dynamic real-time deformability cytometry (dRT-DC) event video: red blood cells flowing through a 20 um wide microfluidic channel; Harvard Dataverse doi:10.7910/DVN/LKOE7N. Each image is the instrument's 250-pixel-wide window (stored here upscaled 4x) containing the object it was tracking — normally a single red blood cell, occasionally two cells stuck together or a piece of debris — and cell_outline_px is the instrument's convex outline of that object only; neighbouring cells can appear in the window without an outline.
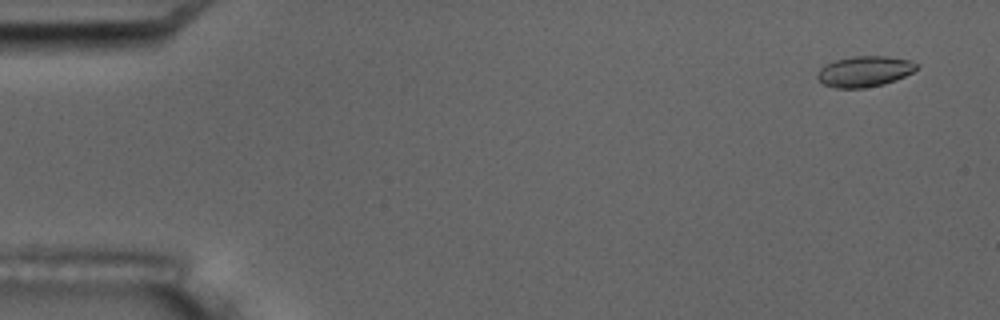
{"species": "common noctule bat (a hibernating species)", "species_latin": "Nyctalus noctula", "temperature_condition": "room temperature", "stored_images_in_passage": 6, "camera_frame_rate_fps": 3000, "um_per_image_px": 0.085, "animal": {"sex": "male", "body_mass_g": 17.5, "forearm_length_mm": 52.3}, "frame": {"image": 1, "passage_image": 2, "time_ms": 1.0, "image_size_px": [1000, 320], "cell_outline_px": [[920, 68], [896, 80], [884, 84], [864, 88], [836, 88], [824, 84], [816, 76], [816, 72], [824, 64], [836, 60], [852, 56], [888, 56], [908, 60], [920, 64]], "centroid_in_image_um": [73.49, 6.06], "position_along_channel_um": 11.5, "area_um2": 17.92}}
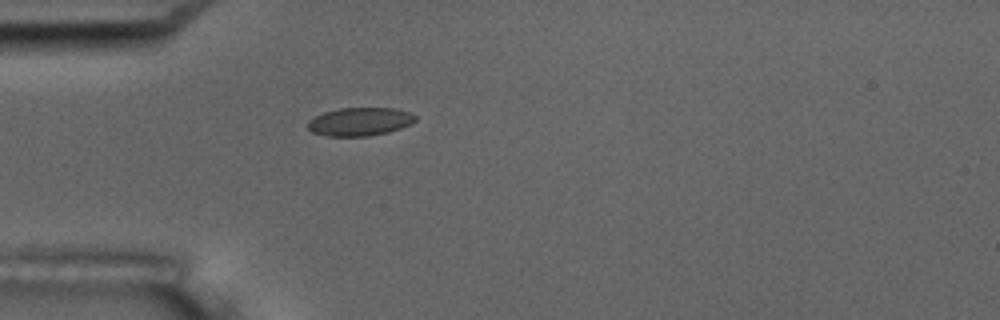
{"frame": {"image": 2, "passage_image": 6, "time_ms": 5.667, "image_size_px": [1000, 320], "cell_outline_px": [[416, 120], [412, 124], [388, 132], [368, 136], [328, 136], [312, 132], [308, 128], [308, 120], [324, 112], [340, 108], [392, 108], [408, 112], [416, 116]], "centroid_in_image_um": [30.59, 10.34], "position_along_channel_um": 54.4, "area_um2": 17.63}}